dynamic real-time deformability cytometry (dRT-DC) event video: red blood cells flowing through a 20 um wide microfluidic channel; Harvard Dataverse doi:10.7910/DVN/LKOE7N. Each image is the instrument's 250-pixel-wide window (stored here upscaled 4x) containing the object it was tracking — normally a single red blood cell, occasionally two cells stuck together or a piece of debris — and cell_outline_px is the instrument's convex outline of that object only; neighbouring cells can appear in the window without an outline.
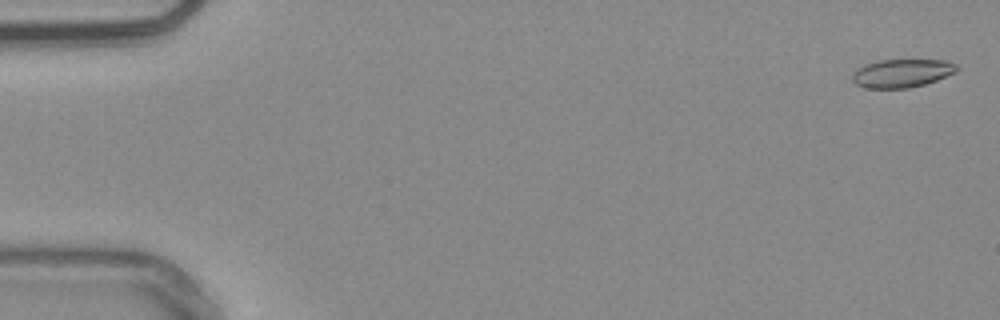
{"species": "common noctule bat (a hibernating species)", "species_latin": "Nyctalus noctula", "temperature_condition": "warm", "stored_images_in_passage": 11, "camera_frame_rate_fps": 3000, "um_per_image_px": 0.085, "animal": {"sex": "male", "body_mass_g": 20.4}, "frame": {"image": 1, "passage_image": 2, "time_ms": 0.333, "image_size_px": [1000, 320], "cell_outline_px": [[960, 68], [956, 72], [936, 80], [924, 84], [908, 88], [864, 88], [856, 84], [852, 80], [852, 76], [864, 64], [876, 60], [948, 60], [956, 64]], "centroid_in_image_um": [76.69, 6.22], "position_along_channel_um": 8.3, "area_um2": 17.22}}